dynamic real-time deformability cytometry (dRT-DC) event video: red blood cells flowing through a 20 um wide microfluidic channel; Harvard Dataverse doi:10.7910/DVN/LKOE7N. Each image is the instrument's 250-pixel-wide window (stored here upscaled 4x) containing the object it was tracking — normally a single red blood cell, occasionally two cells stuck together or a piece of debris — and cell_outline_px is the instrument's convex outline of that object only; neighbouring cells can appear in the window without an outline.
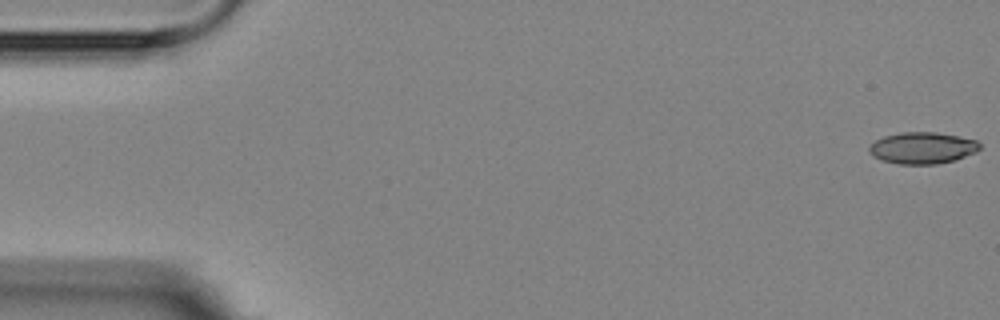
{"species": "Egyptian fruit bat (a non-hibernating species)", "species_latin": "Rousettus aegyptiacus", "temperature_condition": "room temperature", "stored_images_in_passage": 2, "segment_of_instrument_passage": [2, 2], "camera_frame_rate_fps": 3000, "um_per_image_px": 0.085, "animal": {"sex": "female"}, "frame": {"image": 1, "passage_image": 2, "time_ms": 1.333, "image_size_px": [1000, 320], "cell_outline_px": [[980, 148], [976, 152], [952, 160], [936, 164], [900, 164], [880, 160], [872, 156], [868, 148], [876, 140], [884, 136], [900, 132], [936, 132], [976, 140], [980, 144]], "centroid_in_image_um": [78.37, 12.57], "position_along_channel_um": 6.6, "area_um2": 20.17}}